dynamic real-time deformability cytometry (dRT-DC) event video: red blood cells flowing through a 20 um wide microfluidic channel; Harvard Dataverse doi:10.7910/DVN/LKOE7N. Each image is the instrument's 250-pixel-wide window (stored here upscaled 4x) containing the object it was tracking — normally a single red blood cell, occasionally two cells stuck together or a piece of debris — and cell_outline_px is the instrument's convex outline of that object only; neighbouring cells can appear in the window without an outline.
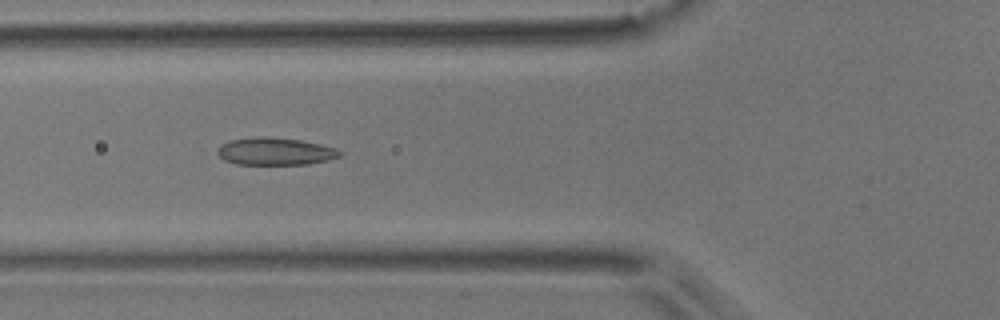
{"species": "common noctule bat (a hibernating species)", "species_latin": "Nyctalus noctula", "temperature_condition": "room temperature", "stored_images_in_passage": 52, "camera_frame_rate_fps": 3000, "um_per_image_px": 0.085, "animal": {"sex": "male", "body_mass_g": 17.9}, "frame": {"image": 1, "passage_image": 18, "time_ms": 5.667, "image_size_px": [1000, 320], "cell_outline_px": [[344, 152], [340, 156], [328, 160], [308, 164], [236, 164], [224, 160], [216, 152], [220, 144], [228, 140], [260, 136], [264, 136], [300, 140], [320, 144], [336, 148]], "centroid_in_image_um": [23.38, 12.86], "position_along_channel_um": 102.4, "area_um2": 19.65}}
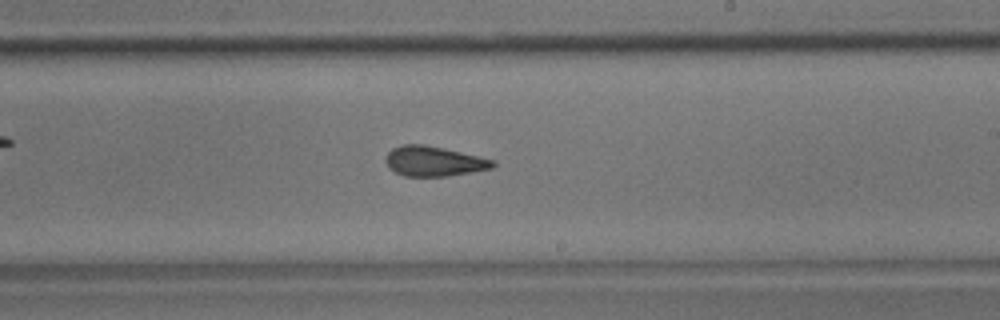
{"frame": {"image": 2, "passage_image": 30, "time_ms": 9.667, "image_size_px": [1000, 320], "cell_outline_px": [[496, 164], [492, 168], [472, 172], [448, 176], [404, 176], [388, 168], [384, 160], [388, 152], [392, 148], [404, 144], [424, 144], [444, 148], [480, 156], [496, 160]], "centroid_in_image_um": [36.88, 13.7], "position_along_channel_um": 252.1, "area_um2": 18.9}}
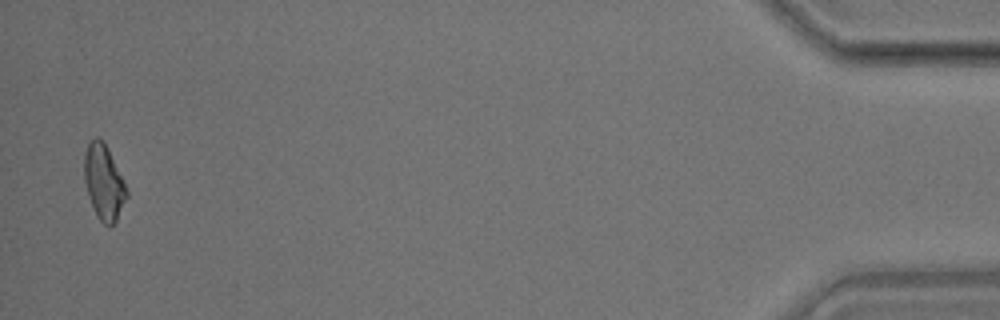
{"frame": {"image": 3, "passage_image": 51, "time_ms": 16.667, "image_size_px": [1000, 320], "cell_outline_px": [[128, 196], [112, 228], [108, 228], [96, 216], [88, 196], [84, 180], [84, 152], [88, 144], [96, 136], [104, 140], [108, 148], [128, 192]], "centroid_in_image_um": [8.81, 15.51], "position_along_channel_um": 426.4, "area_um2": 18.61}, "authors_computed_cell_mechanics": {"area_um2": 19.0451, "velocity_mm_per_s": 3.7399, "shape_relaxation_time_tau1_ms": 7.6243, "shape_relaxation_time_tau2_ms": 1.147, "deformation_change_tau1": 0.1456, "deformation_change_tau2": 0.0728}}